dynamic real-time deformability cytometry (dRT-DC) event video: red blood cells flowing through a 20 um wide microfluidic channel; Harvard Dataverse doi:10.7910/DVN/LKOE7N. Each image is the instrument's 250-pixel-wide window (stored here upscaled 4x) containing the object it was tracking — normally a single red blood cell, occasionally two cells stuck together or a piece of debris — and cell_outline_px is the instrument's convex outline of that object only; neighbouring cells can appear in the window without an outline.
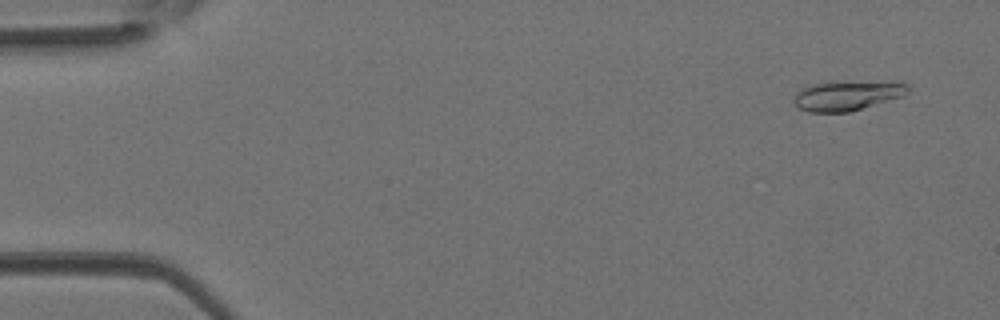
{"species": "Egyptian fruit bat (a non-hibernating species)", "species_latin": "Rousettus aegyptiacus", "temperature_condition": "room temperature", "stored_images_in_passage": 5, "camera_frame_rate_fps": 3000, "um_per_image_px": 0.085, "animal": {"sex": "female"}, "frame": {"image": 1, "passage_image": 1, "time_ms": 0.0, "image_size_px": [1000, 320], "cell_outline_px": [[908, 92], [904, 96], [848, 112], [808, 112], [800, 108], [796, 104], [796, 92], [800, 88], [812, 84], [904, 80], [908, 84]], "centroid_in_image_um": [72.11, 8.11], "position_along_channel_um": 12.9, "area_um2": 19.65}}
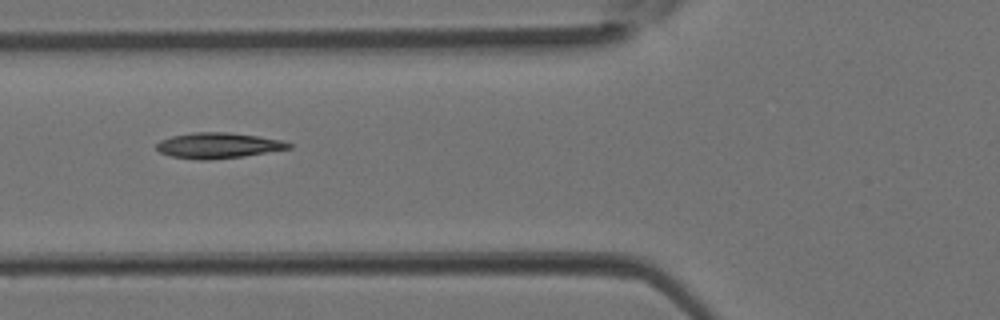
{"frame": {"image": 2, "passage_image": 4, "time_ms": 1.0, "image_size_px": [1000, 320], "cell_outline_px": [[292, 148], [244, 156], [208, 160], [200, 160], [172, 156], [160, 152], [156, 148], [156, 144], [160, 140], [172, 136], [192, 132], [228, 132], [256, 136], [280, 140], [292, 144]], "centroid_in_image_um": [18.53, 12.36], "position_along_channel_um": 107.3, "area_um2": 19.59}}
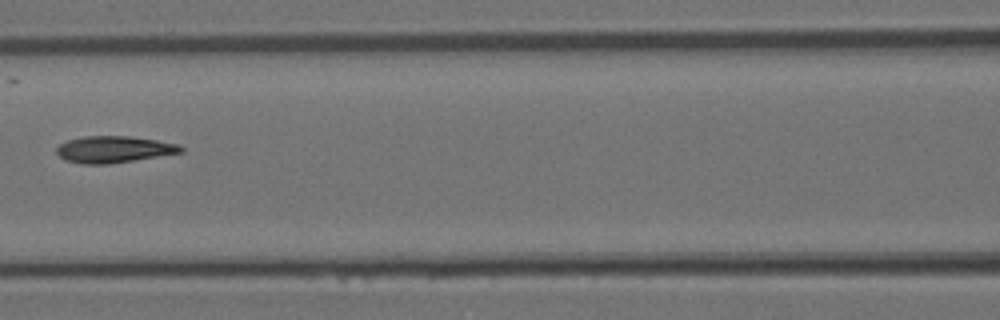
{"frame": {"image": 3, "passage_image": 5, "time_ms": 1.333, "image_size_px": [1000, 320], "cell_outline_px": [[184, 152], [108, 164], [84, 164], [64, 160], [56, 152], [56, 148], [60, 144], [68, 140], [84, 136], [128, 136], [156, 140], [180, 144], [184, 148]], "centroid_in_image_um": [9.68, 12.69], "position_along_channel_um": 156.9, "area_um2": 19.25}}